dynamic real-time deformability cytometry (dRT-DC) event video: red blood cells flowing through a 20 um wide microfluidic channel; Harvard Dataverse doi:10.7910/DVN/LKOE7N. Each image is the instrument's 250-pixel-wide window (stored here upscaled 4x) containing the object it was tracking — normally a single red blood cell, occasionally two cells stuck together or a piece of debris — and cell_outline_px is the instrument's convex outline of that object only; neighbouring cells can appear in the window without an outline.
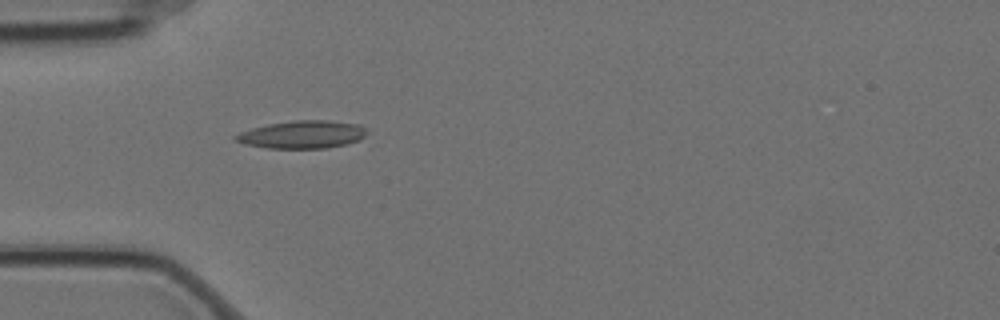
{"species": "Egyptian fruit bat (a non-hibernating species)", "species_latin": "Rousettus aegyptiacus", "temperature_condition": "cold", "stored_images_in_passage": 5, "camera_frame_rate_fps": 3000, "um_per_image_px": 0.085, "animal": {"sex": "female"}, "frame": {"image": 1, "passage_image": 5, "time_ms": 1.333, "image_size_px": [1000, 320], "cell_outline_px": [[368, 132], [360, 140], [348, 144], [328, 148], [268, 148], [244, 144], [232, 140], [232, 136], [240, 132], [252, 128], [268, 124], [296, 120], [328, 120], [360, 124]], "centroid_in_image_um": [25.69, 11.44], "position_along_channel_um": 59.3, "area_um2": 21.44}}